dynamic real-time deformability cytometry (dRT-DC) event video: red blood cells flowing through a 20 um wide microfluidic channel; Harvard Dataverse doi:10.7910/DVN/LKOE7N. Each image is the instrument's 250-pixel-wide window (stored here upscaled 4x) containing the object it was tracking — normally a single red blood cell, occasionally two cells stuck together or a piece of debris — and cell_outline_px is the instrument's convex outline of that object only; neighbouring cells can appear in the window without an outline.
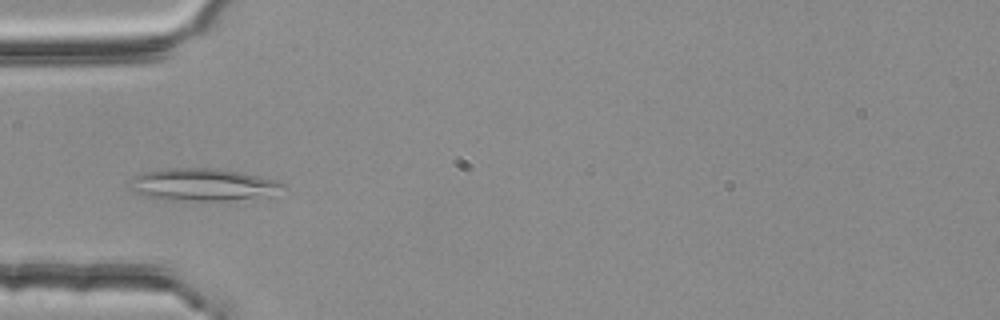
{"species": "common noctule bat (a hibernating species)", "species_latin": "Nyctalus noctula", "temperature_condition": "room temperature", "stored_images_in_passage": 4, "camera_frame_rate_fps": 3000, "um_per_image_px": 0.085, "animal": {"sex": "female", "body_mass_g": 25.1}, "frame": {"image": 1, "passage_image": 4, "time_ms": 1.0, "image_size_px": [1000, 320], "cell_outline_px": [[288, 188], [268, 196], [228, 200], [164, 200], [132, 192], [128, 188], [128, 180], [140, 172], [168, 168], [216, 168], [240, 172], [276, 180], [288, 184]], "centroid_in_image_um": [17.22, 15.69], "position_along_channel_um": 67.8, "area_um2": 29.3}}